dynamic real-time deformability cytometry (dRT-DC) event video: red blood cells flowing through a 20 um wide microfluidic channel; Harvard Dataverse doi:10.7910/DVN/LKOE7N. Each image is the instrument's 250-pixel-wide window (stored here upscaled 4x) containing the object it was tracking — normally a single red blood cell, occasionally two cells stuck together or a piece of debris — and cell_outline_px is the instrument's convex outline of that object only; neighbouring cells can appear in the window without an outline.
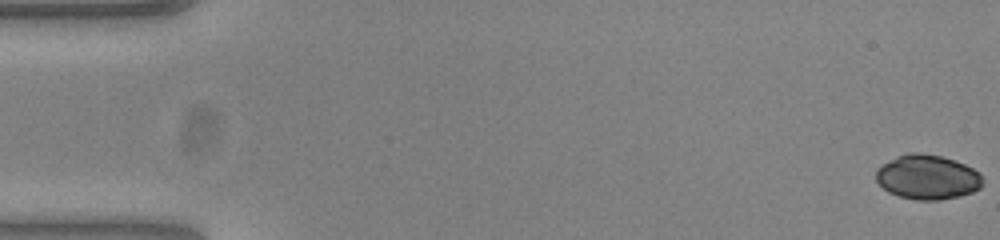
{"species": "common noctule bat (a hibernating species)", "species_latin": "Nyctalus noctula", "temperature_condition": "warm", "stored_images_in_passage": 54, "camera_frame_rate_fps": 3000, "um_per_image_px": 0.085, "animal": {"sex": "female", "body_mass_g": 23.0, "forearm_length_mm": 53.4}, "frame": {"image": 1, "passage_image": 1, "time_ms": 0.0, "image_size_px": [1000, 240], "cell_outline_px": [[984, 184], [980, 188], [972, 192], [960, 196], [940, 200], [916, 200], [900, 196], [888, 192], [876, 180], [876, 168], [896, 156], [908, 152], [920, 152], [940, 156], [964, 164], [980, 172], [984, 180]], "centroid_in_image_um": [78.84, 15.05], "position_along_channel_um": 6.2, "area_um2": 27.86}}
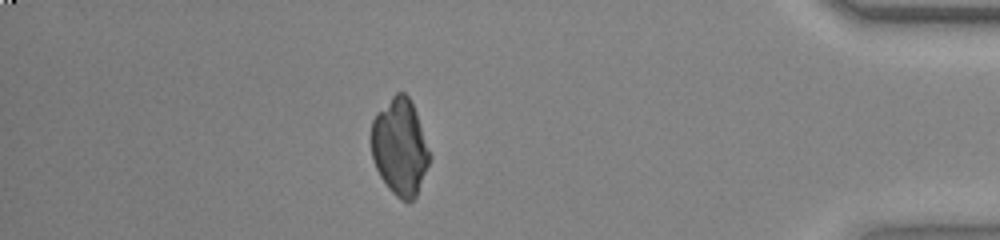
{"frame": {"image": 2, "passage_image": 47, "time_ms": 15.333, "image_size_px": [1000, 240], "cell_outline_px": [[432, 156], [416, 196], [408, 204], [400, 200], [388, 188], [380, 176], [376, 168], [372, 156], [372, 120], [376, 112], [396, 92], [404, 92], [408, 96], [416, 112]], "centroid_in_image_um": [34.0, 12.51], "position_along_channel_um": 401.2, "area_um2": 32.95}}
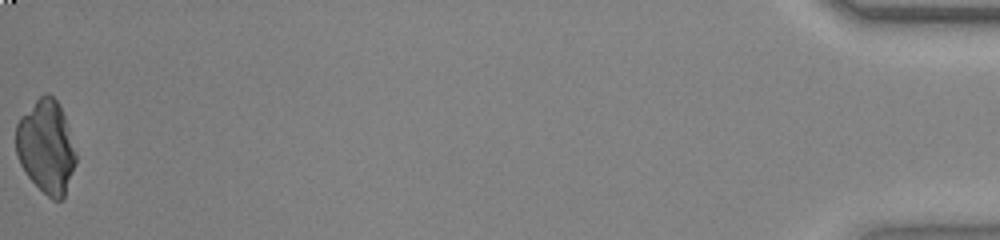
{"frame": {"image": 3, "passage_image": 54, "time_ms": 17.667, "image_size_px": [1000, 240], "cell_outline_px": [[76, 164], [64, 196], [60, 200], [52, 200], [24, 172], [20, 164], [16, 152], [16, 124], [20, 116], [44, 92], [48, 92], [56, 100], [64, 116], [76, 152]], "centroid_in_image_um": [3.91, 12.46], "position_along_channel_um": 431.3, "area_um2": 32.37}}